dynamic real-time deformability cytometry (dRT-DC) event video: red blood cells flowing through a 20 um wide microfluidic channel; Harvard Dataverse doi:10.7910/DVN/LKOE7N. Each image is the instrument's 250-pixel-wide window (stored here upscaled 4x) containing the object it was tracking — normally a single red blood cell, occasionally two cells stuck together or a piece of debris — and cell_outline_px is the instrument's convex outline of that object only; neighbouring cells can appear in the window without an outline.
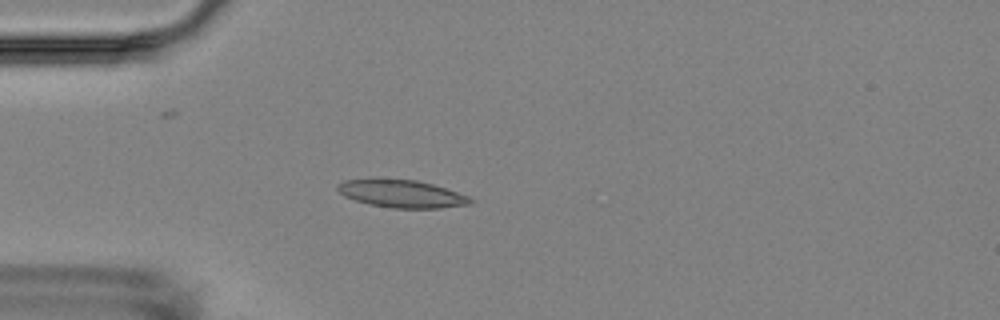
{"species": "Egyptian fruit bat (a non-hibernating species)", "species_latin": "Rousettus aegyptiacus", "temperature_condition": "room temperature", "stored_images_in_passage": 5, "camera_frame_rate_fps": 3000, "um_per_image_px": 0.085, "animal": {"sex": "female"}, "frame": {"image": 1, "passage_image": 5, "time_ms": 4.667, "image_size_px": [1000, 320], "cell_outline_px": [[476, 200], [472, 204], [440, 208], [392, 208], [368, 204], [344, 196], [336, 188], [336, 184], [344, 180], [416, 180], [432, 184], [468, 196]], "centroid_in_image_um": [34.17, 16.49], "position_along_channel_um": 50.8, "area_um2": 21.04}}